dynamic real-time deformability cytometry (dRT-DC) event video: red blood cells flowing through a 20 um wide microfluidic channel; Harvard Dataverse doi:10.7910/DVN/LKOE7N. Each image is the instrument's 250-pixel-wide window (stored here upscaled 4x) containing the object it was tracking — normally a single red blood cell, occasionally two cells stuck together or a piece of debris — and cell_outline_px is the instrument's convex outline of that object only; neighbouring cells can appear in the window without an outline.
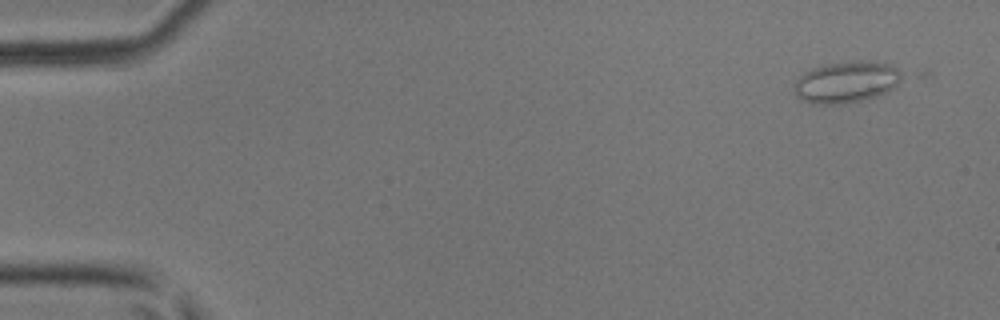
{"species": "common noctule bat (a hibernating species)", "species_latin": "Nyctalus noctula", "temperature_condition": "room temperature", "stored_images_in_passage": 4, "camera_frame_rate_fps": 3000, "um_per_image_px": 0.085, "animal": {"sex": "male", "body_mass_g": 17.9, "forearm_length_mm": 54.2}, "frame": {"image": 1, "passage_image": 1, "time_ms": 0.0, "image_size_px": [1000, 320], "cell_outline_px": [[904, 76], [896, 88], [860, 100], [836, 104], [812, 104], [796, 96], [796, 80], [804, 72], [812, 68], [828, 64], [888, 64], [904, 72]], "centroid_in_image_um": [71.94, 7.02], "position_along_channel_um": 13.1, "area_um2": 24.8}}
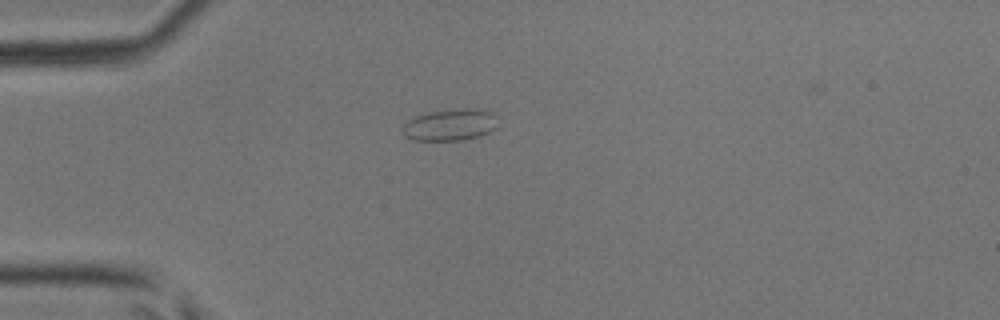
{"frame": {"image": 2, "passage_image": 4, "time_ms": 3.333, "image_size_px": [1000, 320], "cell_outline_px": [[496, 128], [480, 136], [464, 140], [412, 140], [404, 136], [404, 124], [408, 120], [416, 116], [428, 112], [460, 108], [480, 108], [492, 112], [496, 116]], "centroid_in_image_um": [38.29, 10.6], "position_along_channel_um": 46.7, "area_um2": 17.69}}